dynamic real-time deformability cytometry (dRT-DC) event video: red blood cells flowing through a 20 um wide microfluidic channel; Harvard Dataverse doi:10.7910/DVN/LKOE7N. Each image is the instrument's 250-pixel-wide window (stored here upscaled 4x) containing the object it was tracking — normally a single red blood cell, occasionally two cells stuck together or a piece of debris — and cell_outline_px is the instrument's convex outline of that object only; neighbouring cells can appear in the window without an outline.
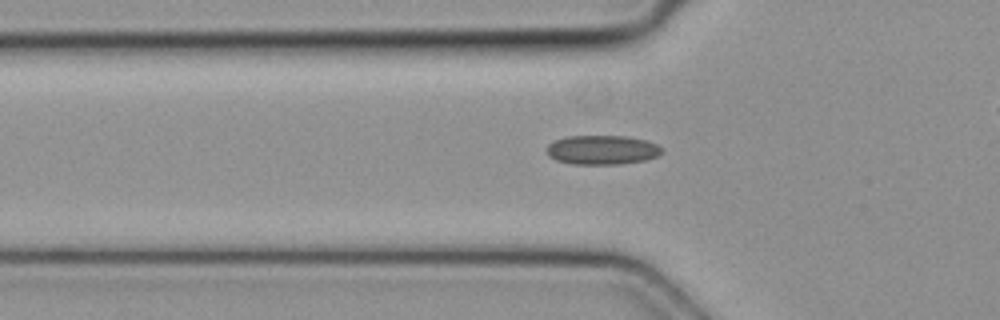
{"species": "common noctule bat (a hibernating species)", "species_latin": "Nyctalus noctula", "temperature_condition": "cold", "stored_images_in_passage": 30, "camera_frame_rate_fps": 3000, "um_per_image_px": 0.085, "animal": {"sex": "female", "body_mass_g": 19.3, "forearm_length_mm": 54.1}, "frame": {"image": 1, "passage_image": 4, "time_ms": 1.0, "image_size_px": [1000, 320], "cell_outline_px": [[664, 152], [656, 156], [644, 160], [620, 164], [572, 164], [556, 160], [548, 156], [548, 144], [556, 140], [568, 136], [624, 136], [644, 140], [656, 144], [664, 148]], "centroid_in_image_um": [51.19, 12.74], "position_along_channel_um": 74.6, "area_um2": 19.54}}
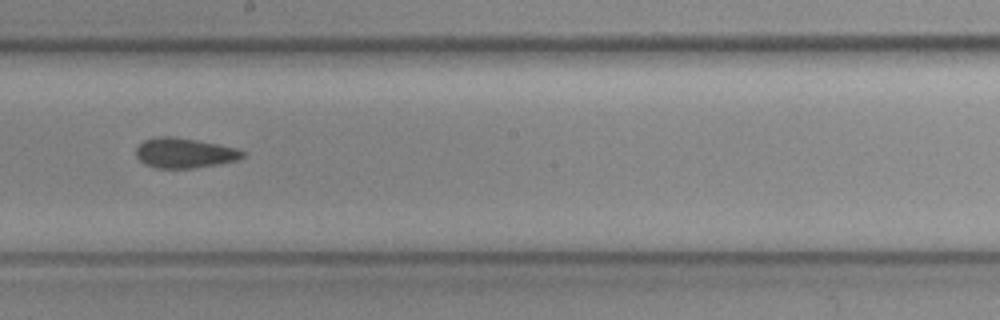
{"frame": {"image": 2, "passage_image": 15, "time_ms": 4.667, "image_size_px": [1000, 320], "cell_outline_px": [[244, 156], [236, 160], [220, 164], [192, 168], [156, 168], [144, 164], [136, 156], [136, 148], [144, 140], [160, 136], [168, 136], [196, 140], [236, 148], [244, 152]], "centroid_in_image_um": [15.65, 13.01], "position_along_channel_um": 232.5, "area_um2": 18.44}}
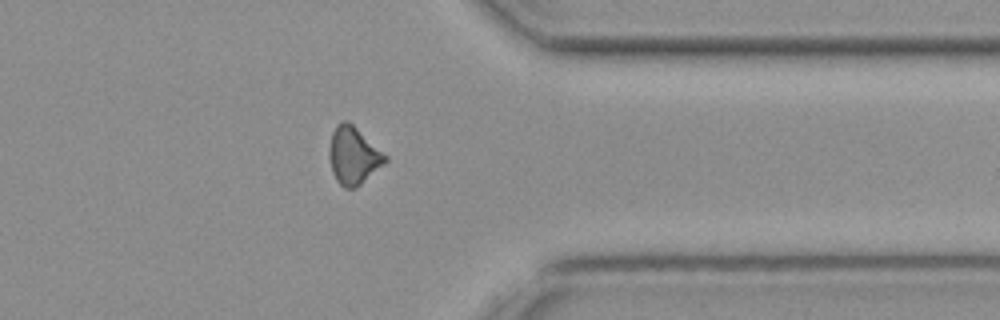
{"frame": {"image": 3, "passage_image": 26, "time_ms": 8.333, "image_size_px": [1000, 320], "cell_outline_px": [[388, 160], [384, 164], [356, 188], [344, 188], [336, 180], [332, 172], [328, 156], [328, 148], [332, 132], [336, 124], [344, 120], [348, 120], [388, 156]], "centroid_in_image_um": [30.02, 13.22], "position_along_channel_um": 381.4, "area_um2": 18.9}}